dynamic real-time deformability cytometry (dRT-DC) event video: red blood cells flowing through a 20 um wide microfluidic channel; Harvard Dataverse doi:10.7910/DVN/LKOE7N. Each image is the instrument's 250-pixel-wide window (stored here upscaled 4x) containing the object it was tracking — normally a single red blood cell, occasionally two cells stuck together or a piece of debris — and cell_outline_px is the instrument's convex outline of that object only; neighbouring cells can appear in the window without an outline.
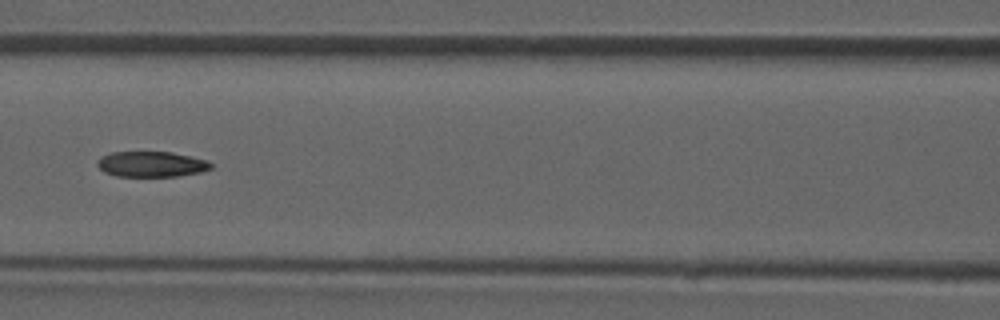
{"species": "common noctule bat (a hibernating species)", "species_latin": "Nyctalus noctula", "temperature_condition": "room temperature", "stored_images_in_passage": 46, "camera_frame_rate_fps": 3000, "um_per_image_px": 0.085, "animal": {"sex": "male", "forearm_length_mm": 52.5}, "frame": {"image": 1, "passage_image": 20, "time_ms": 6.333, "image_size_px": [1000, 320], "cell_outline_px": [[212, 168], [200, 172], [176, 176], [116, 176], [104, 172], [96, 164], [96, 160], [100, 156], [112, 152], [172, 152], [192, 156], [208, 160], [212, 164]], "centroid_in_image_um": [12.86, 13.94], "position_along_channel_um": 153.7, "area_um2": 16.99}}